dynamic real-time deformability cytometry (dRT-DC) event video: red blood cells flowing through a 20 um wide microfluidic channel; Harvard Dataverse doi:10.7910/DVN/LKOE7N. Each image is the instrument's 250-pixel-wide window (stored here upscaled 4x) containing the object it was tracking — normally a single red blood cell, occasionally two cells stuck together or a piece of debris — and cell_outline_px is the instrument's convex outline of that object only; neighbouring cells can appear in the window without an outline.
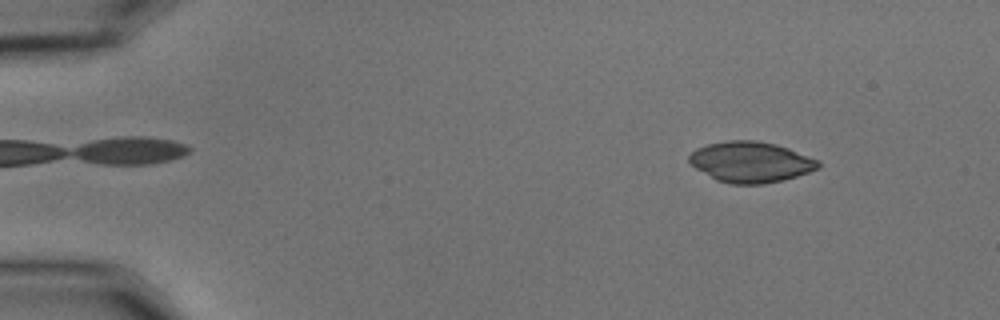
{"species": "common noctule bat (a hibernating species)", "species_latin": "Nyctalus noctula", "temperature_condition": "cold", "stored_images_in_passage": 54, "camera_frame_rate_fps": 3000, "um_per_image_px": 0.085, "animal": {"sex": "male", "body_mass_g": 15.6}, "frame": {"image": 1, "passage_image": 6, "time_ms": 1.667, "image_size_px": [1000, 320], "cell_outline_px": [[820, 168], [796, 176], [764, 184], [732, 184], [716, 180], [696, 168], [688, 160], [688, 156], [696, 148], [708, 144], [728, 140], [756, 140], [776, 144], [788, 148], [820, 160]], "centroid_in_image_um": [63.82, 13.76], "position_along_channel_um": 21.2, "area_um2": 30.58}}
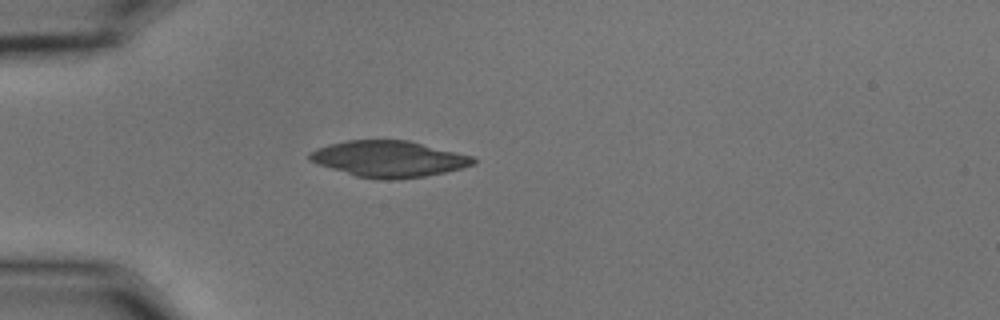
{"frame": {"image": 2, "passage_image": 15, "time_ms": 4.667, "image_size_px": [1000, 320], "cell_outline_px": [[476, 160], [472, 164], [464, 168], [424, 176], [396, 180], [380, 180], [356, 176], [308, 160], [308, 152], [316, 148], [328, 144], [348, 140], [408, 140], [472, 156]], "centroid_in_image_um": [33.02, 13.51], "position_along_channel_um": 52.0, "area_um2": 34.39}}
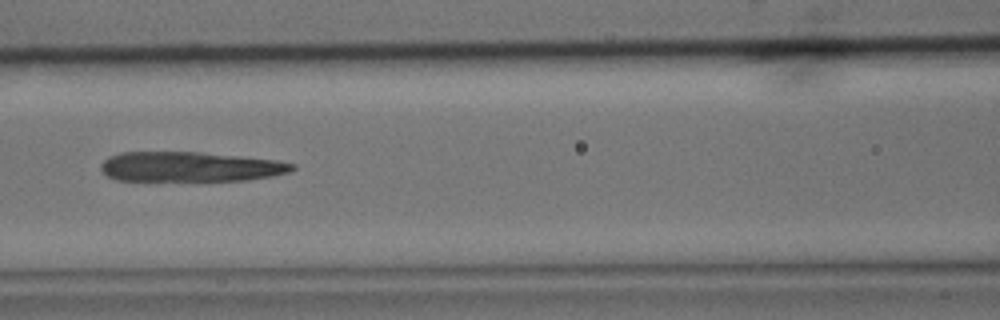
{"frame": {"image": 3, "passage_image": 24, "time_ms": 7.667, "image_size_px": [1000, 320], "cell_outline_px": [[296, 168], [288, 172], [272, 176], [248, 180], [116, 180], [108, 176], [100, 168], [100, 164], [108, 156], [120, 152], [200, 152], [240, 156], [276, 160], [296, 164]], "centroid_in_image_um": [16.16, 14.16], "position_along_channel_um": 150.4, "area_um2": 33.23}}